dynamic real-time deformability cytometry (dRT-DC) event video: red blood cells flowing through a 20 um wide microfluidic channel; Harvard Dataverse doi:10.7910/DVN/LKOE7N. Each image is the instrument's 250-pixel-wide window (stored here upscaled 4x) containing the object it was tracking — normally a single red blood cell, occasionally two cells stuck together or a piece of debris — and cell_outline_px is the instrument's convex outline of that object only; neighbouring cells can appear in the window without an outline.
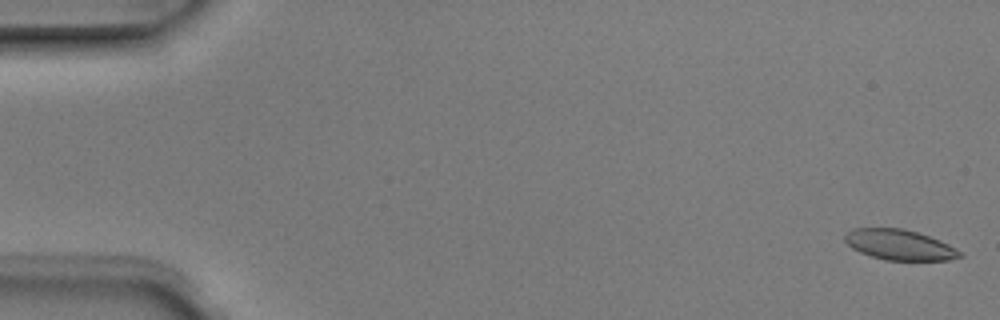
{"species": "Egyptian fruit bat (a non-hibernating species)", "species_latin": "Rousettus aegyptiacus", "temperature_condition": "room temperature", "stored_images_in_passage": 5, "camera_frame_rate_fps": 3000, "um_per_image_px": 0.085, "animal": {"sex": "male"}, "frame": {"image": 1, "passage_image": 1, "time_ms": 0.0, "image_size_px": [1000, 320], "cell_outline_px": [[964, 256], [948, 260], [884, 260], [860, 252], [852, 248], [844, 240], [844, 236], [852, 228], [904, 228], [940, 240], [956, 248]], "centroid_in_image_um": [76.45, 20.8], "position_along_channel_um": 8.5, "area_um2": 20.29}}
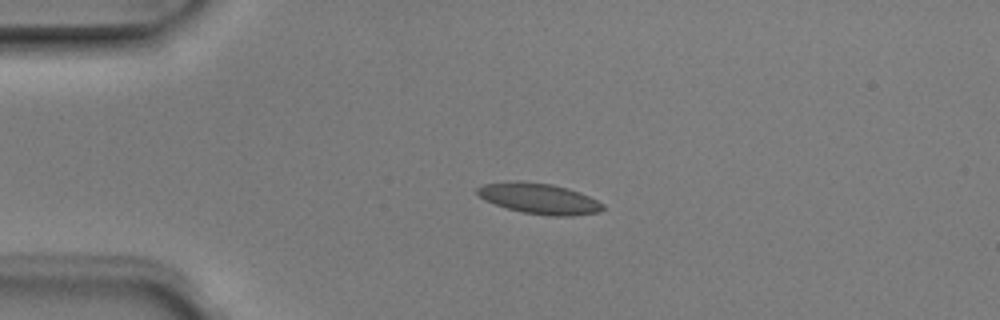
{"frame": {"image": 2, "passage_image": 4, "time_ms": 1.0, "image_size_px": [1000, 320], "cell_outline_px": [[604, 208], [600, 212], [572, 216], [552, 216], [524, 212], [508, 208], [496, 204], [480, 196], [476, 192], [476, 188], [484, 184], [516, 180], [520, 180], [552, 184], [568, 188], [580, 192], [604, 204]], "centroid_in_image_um": [45.86, 16.86], "position_along_channel_um": 39.1, "area_um2": 22.31}}